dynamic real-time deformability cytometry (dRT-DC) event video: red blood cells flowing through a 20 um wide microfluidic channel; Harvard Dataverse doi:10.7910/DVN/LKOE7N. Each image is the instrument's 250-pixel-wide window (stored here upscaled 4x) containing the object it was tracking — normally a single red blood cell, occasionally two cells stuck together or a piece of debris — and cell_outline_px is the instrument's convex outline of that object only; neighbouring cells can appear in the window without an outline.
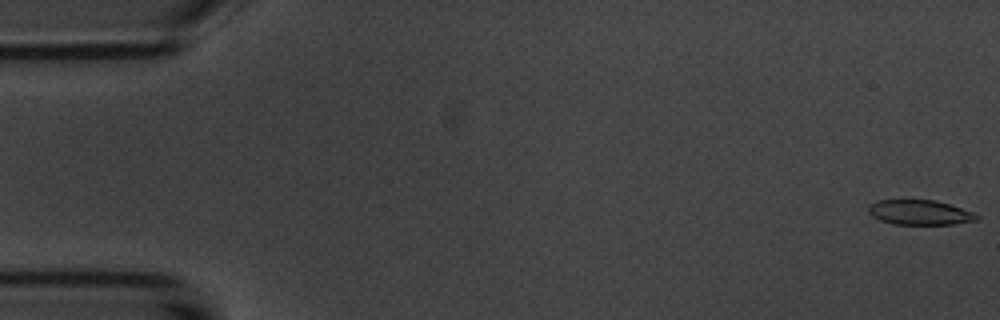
{"species": "common noctule bat (a hibernating species)", "species_latin": "Nyctalus noctula", "temperature_condition": "room temperature", "stored_images_in_passage": 7, "camera_frame_rate_fps": 3000, "um_per_image_px": 0.085, "animal": {"sex": "male", "body_mass_g": 20.1, "forearm_length_mm": 53.5}, "frame": {"image": 1, "passage_image": 1, "time_ms": 0.0, "image_size_px": [1000, 320], "cell_outline_px": [[980, 216], [976, 220], [956, 224], [892, 224], [880, 220], [872, 216], [868, 212], [868, 208], [876, 200], [932, 200], [948, 204], [972, 212]], "centroid_in_image_um": [78.16, 18.06], "position_along_channel_um": 6.8, "area_um2": 15.49}}
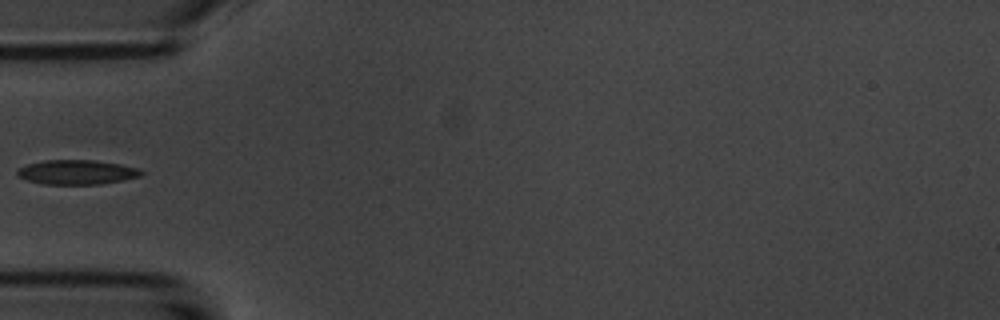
{"frame": {"image": 2, "passage_image": 5, "time_ms": 5.667, "image_size_px": [1000, 320], "cell_outline_px": [[144, 172], [140, 176], [100, 184], [44, 184], [28, 180], [20, 176], [16, 172], [20, 168], [28, 164], [44, 160], [92, 160], [120, 164], [140, 168]], "centroid_in_image_um": [6.56, 14.63], "position_along_channel_um": 78.4, "area_um2": 17.46}}
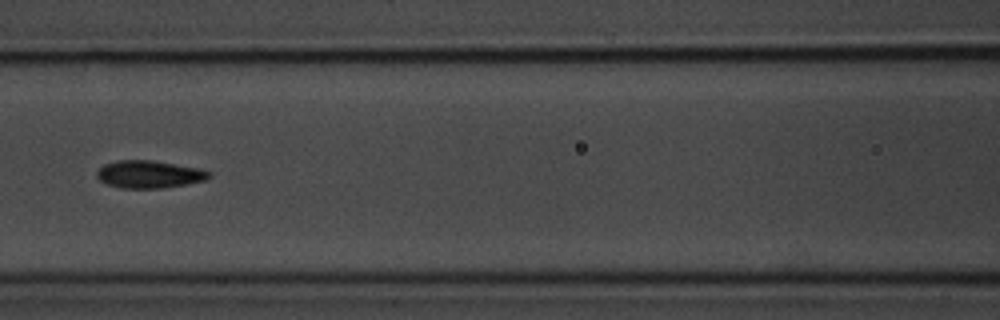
{"frame": {"image": 3, "passage_image": 7, "time_ms": 7.667, "image_size_px": [1000, 320], "cell_outline_px": [[212, 176], [204, 180], [188, 184], [160, 188], [120, 188], [108, 184], [100, 180], [96, 176], [96, 172], [104, 164], [116, 160], [152, 160], [196, 168], [212, 172]], "centroid_in_image_um": [12.66, 14.81], "position_along_channel_um": 153.9, "area_um2": 17.92}}